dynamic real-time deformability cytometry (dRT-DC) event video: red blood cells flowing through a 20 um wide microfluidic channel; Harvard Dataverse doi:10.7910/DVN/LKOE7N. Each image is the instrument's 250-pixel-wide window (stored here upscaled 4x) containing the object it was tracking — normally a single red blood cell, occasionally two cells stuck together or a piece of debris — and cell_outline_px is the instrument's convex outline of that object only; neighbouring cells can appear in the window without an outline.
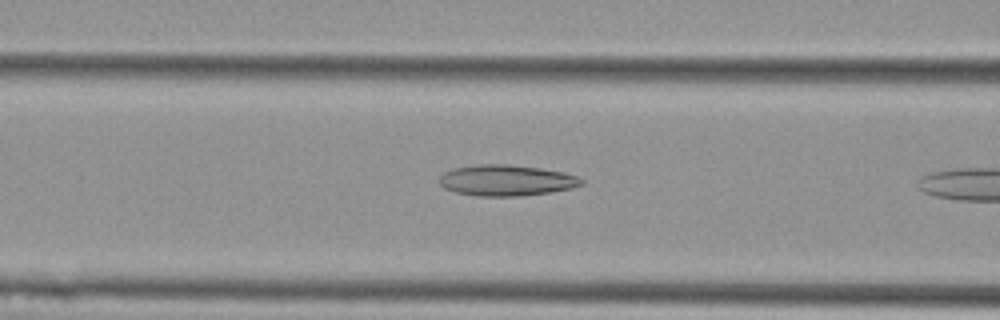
{"species": "Egyptian fruit bat (a non-hibernating species)", "species_latin": "Rousettus aegyptiacus", "temperature_condition": "cold", "stored_images_in_passage": 5, "camera_frame_rate_fps": 3000, "um_per_image_px": 0.085, "animal": {"sex": "female"}, "frame": {"image": 1, "passage_image": 4, "time_ms": 1.0, "image_size_px": [1000, 320], "cell_outline_px": [[584, 184], [572, 188], [548, 192], [520, 196], [476, 196], [456, 192], [444, 188], [440, 184], [440, 176], [444, 172], [452, 168], [480, 164], [508, 164], [540, 168], [564, 172], [576, 176], [584, 180]], "centroid_in_image_um": [43.04, 15.33], "position_along_channel_um": 123.6, "area_um2": 25.66}}